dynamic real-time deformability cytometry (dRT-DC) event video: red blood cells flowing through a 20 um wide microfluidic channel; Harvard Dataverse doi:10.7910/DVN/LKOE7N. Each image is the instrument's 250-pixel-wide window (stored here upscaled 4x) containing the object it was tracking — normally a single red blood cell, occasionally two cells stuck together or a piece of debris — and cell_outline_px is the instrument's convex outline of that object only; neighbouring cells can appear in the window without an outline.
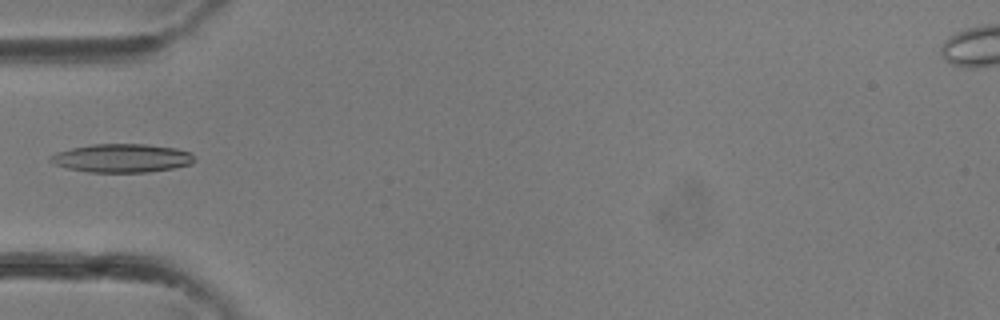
{"species": "common noctule bat (a hibernating species)", "species_latin": "Nyctalus noctula", "temperature_condition": "room temperature", "stored_images_in_passage": 32, "camera_frame_rate_fps": 3000, "um_per_image_px": 0.085, "animal": {"sex": "female"}, "frame": {"image": 1, "passage_image": 9, "time_ms": 2.667, "image_size_px": [1000, 320], "cell_outline_px": [[196, 160], [192, 164], [172, 168], [148, 172], [88, 172], [68, 168], [56, 164], [48, 160], [48, 156], [56, 152], [72, 148], [92, 144], [148, 144], [176, 148], [192, 152], [196, 156]], "centroid_in_image_um": [10.4, 13.43], "position_along_channel_um": 74.6, "area_um2": 24.1}}
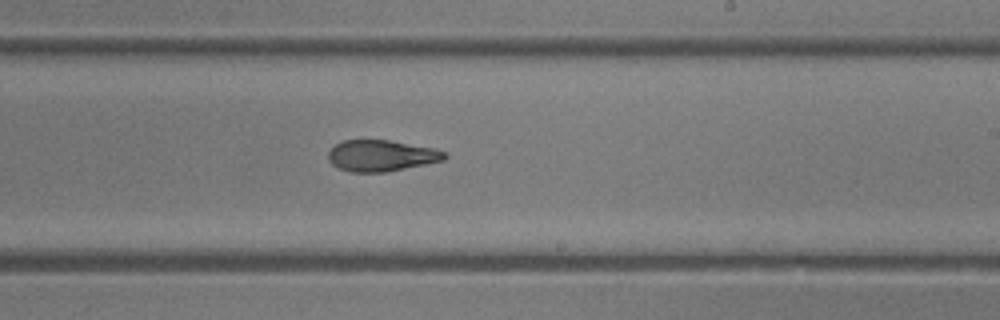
{"frame": {"image": 2, "passage_image": 18, "time_ms": 5.667, "image_size_px": [1000, 320], "cell_outline_px": [[448, 156], [444, 160], [388, 172], [348, 172], [332, 164], [328, 160], [328, 152], [336, 144], [344, 140], [388, 140], [436, 148], [444, 152]], "centroid_in_image_um": [32.42, 13.23], "position_along_channel_um": 256.6, "area_um2": 21.21}}
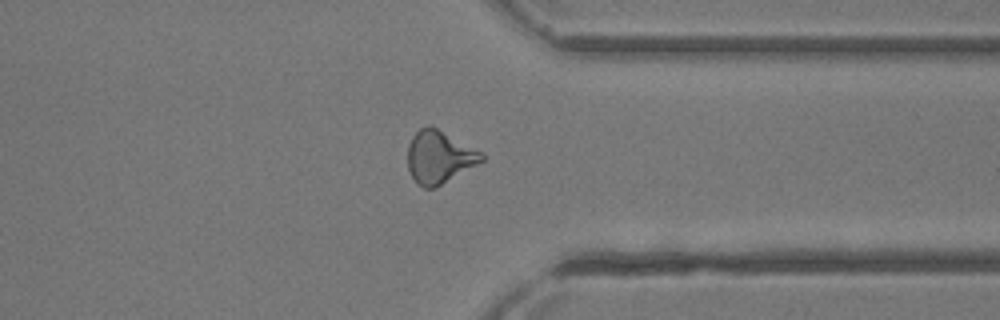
{"frame": {"image": 3, "passage_image": 24, "time_ms": 7.667, "image_size_px": [1000, 320], "cell_outline_px": [[484, 160], [436, 188], [424, 188], [416, 184], [408, 168], [408, 144], [412, 136], [420, 128], [428, 124], [484, 152]], "centroid_in_image_um": [37.33, 13.35], "position_along_channel_um": 374.1, "area_um2": 22.77}}